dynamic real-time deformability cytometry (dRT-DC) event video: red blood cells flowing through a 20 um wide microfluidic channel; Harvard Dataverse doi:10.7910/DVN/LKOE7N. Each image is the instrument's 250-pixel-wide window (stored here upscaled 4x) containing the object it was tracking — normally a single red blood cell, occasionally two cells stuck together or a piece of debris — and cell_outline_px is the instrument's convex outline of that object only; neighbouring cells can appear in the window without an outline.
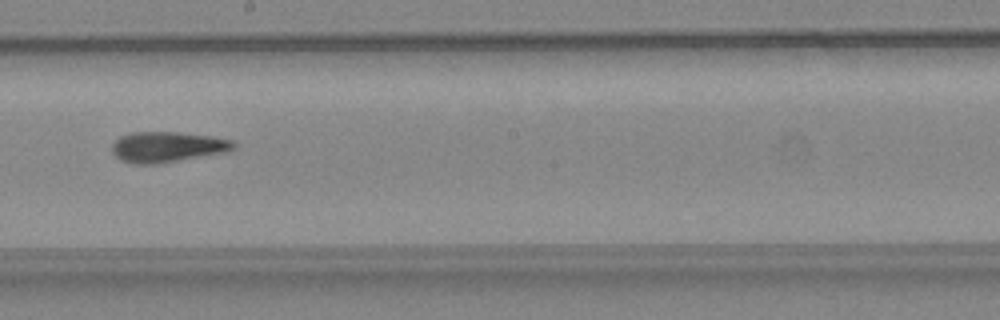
{"species": "common noctule bat (a hibernating species)", "species_latin": "Nyctalus noctula", "temperature_condition": "warm", "stored_images_in_passage": 29, "camera_frame_rate_fps": 3000, "um_per_image_px": 0.085, "animal": {"sex": "female", "body_mass_g": 24.6, "forearm_length_mm": 56.2}, "frame": {"image": 1, "passage_image": 13, "time_ms": 4.0, "image_size_px": [1000, 320], "cell_outline_px": [[236, 148], [224, 152], [156, 164], [132, 164], [120, 160], [112, 152], [112, 144], [120, 136], [132, 132], [176, 132], [212, 136], [232, 140], [236, 144]], "centroid_in_image_um": [14.2, 12.48], "position_along_channel_um": 234.0, "area_um2": 21.56}, "authors_computed_cell_mechanics": {"area_um2": 21.1548, "velocity_mm_per_s": 4.5323, "shape_relaxation_time_tau1_ms": 5.2003, "shape_relaxation_time_tau2_ms": 3.059, "deformation_change_tau1": 0.214, "deformation_change_tau2": 0.1203}}